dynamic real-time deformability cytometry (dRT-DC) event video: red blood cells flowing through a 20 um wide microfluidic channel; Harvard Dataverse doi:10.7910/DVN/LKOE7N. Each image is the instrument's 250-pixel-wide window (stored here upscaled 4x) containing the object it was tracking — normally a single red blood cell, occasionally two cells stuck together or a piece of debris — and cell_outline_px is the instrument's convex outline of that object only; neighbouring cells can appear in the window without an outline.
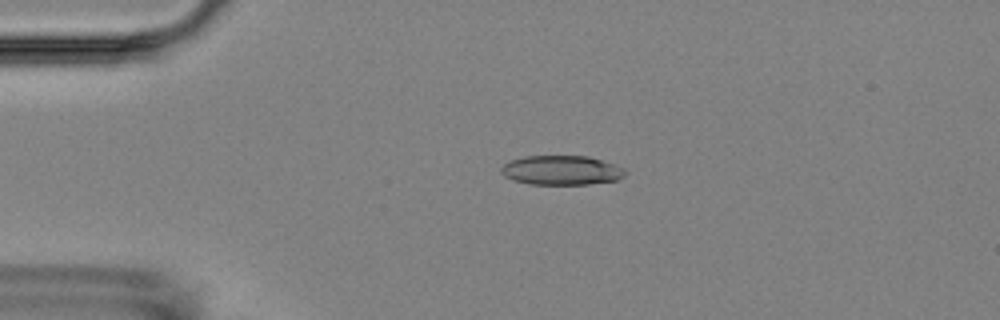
{"species": "Egyptian fruit bat (a non-hibernating species)", "species_latin": "Rousettus aegyptiacus", "temperature_condition": "room temperature", "stored_images_in_passage": 4, "camera_frame_rate_fps": 3000, "um_per_image_px": 0.085, "animal": {"sex": "female"}, "frame": {"image": 1, "passage_image": 2, "time_ms": 1.0, "image_size_px": [1000, 320], "cell_outline_px": [[628, 172], [624, 176], [616, 180], [588, 184], [528, 184], [512, 180], [504, 176], [500, 172], [500, 168], [504, 164], [512, 160], [524, 156], [588, 156], [624, 168]], "centroid_in_image_um": [47.7, 14.47], "position_along_channel_um": 37.3, "area_um2": 21.21}}